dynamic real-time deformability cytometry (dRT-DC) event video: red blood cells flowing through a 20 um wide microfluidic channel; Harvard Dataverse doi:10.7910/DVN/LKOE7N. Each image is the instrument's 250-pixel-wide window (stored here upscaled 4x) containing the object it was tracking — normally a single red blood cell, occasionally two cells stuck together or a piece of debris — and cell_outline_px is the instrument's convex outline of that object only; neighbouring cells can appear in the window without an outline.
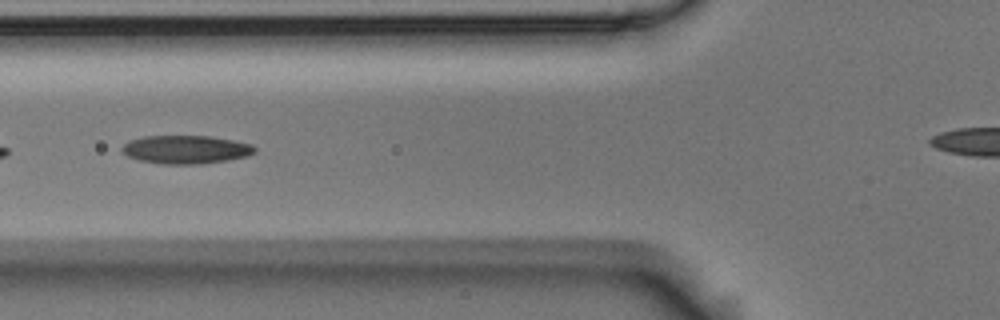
{"species": "Egyptian fruit bat (a non-hibernating species)", "species_latin": "Rousettus aegyptiacus", "temperature_condition": "room temperature", "stored_images_in_passage": 10, "segment_of_instrument_passage": [1, 2], "camera_frame_rate_fps": 3000, "um_per_image_px": 0.085, "animal": {"sex": "male"}, "frame": {"image": 1, "passage_image": 5, "time_ms": 1.333, "image_size_px": [1000, 320], "cell_outline_px": [[256, 152], [248, 156], [228, 160], [200, 164], [164, 164], [140, 160], [128, 156], [120, 148], [128, 140], [144, 136], [212, 136], [252, 144], [256, 148]], "centroid_in_image_um": [15.82, 12.7], "position_along_channel_um": 110.0, "area_um2": 21.96}}
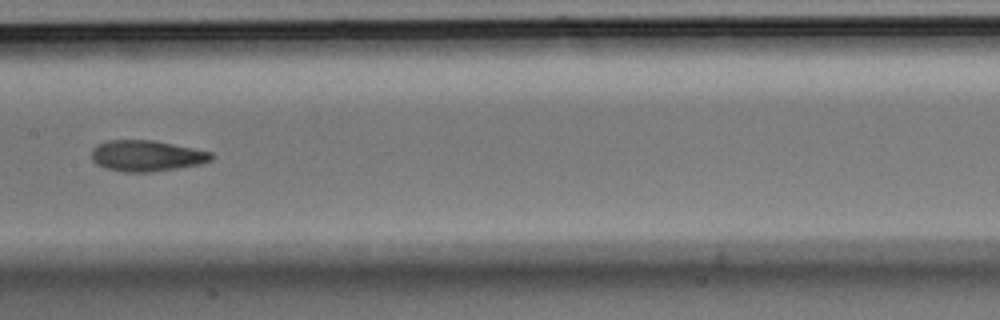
{"frame": {"image": 2, "passage_image": 7, "time_ms": 2.0, "image_size_px": [1000, 320], "cell_outline_px": [[216, 156], [212, 160], [200, 164], [180, 168], [152, 172], [124, 172], [104, 168], [96, 164], [92, 160], [92, 148], [96, 144], [108, 140], [152, 140], [212, 152]], "centroid_in_image_um": [12.45, 13.25], "position_along_channel_um": 194.9, "area_um2": 21.85}}
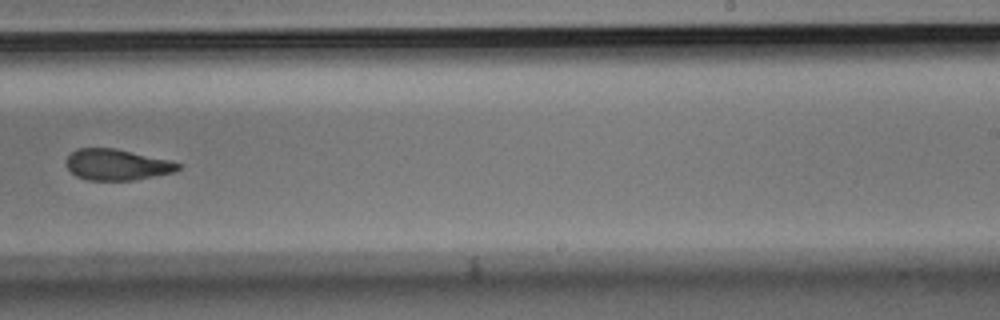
{"frame": {"image": 3, "passage_image": 9, "time_ms": 2.667, "image_size_px": [1000, 320], "cell_outline_px": [[180, 168], [176, 172], [132, 180], [88, 180], [76, 176], [68, 168], [64, 160], [76, 148], [116, 148], [168, 160], [180, 164]], "centroid_in_image_um": [9.91, 13.99], "position_along_channel_um": 279.1, "area_um2": 20.17}}